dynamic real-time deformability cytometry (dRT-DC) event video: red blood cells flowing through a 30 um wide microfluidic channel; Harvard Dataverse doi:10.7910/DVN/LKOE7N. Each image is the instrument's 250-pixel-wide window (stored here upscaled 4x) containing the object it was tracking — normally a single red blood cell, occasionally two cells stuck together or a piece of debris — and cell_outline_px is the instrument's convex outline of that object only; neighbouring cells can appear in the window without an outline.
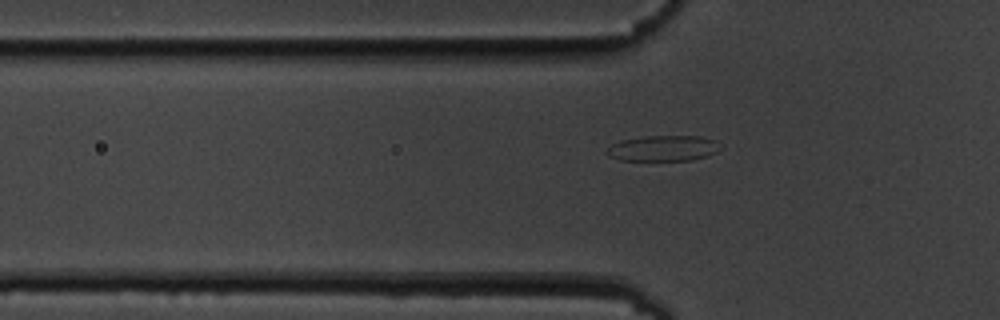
{"species": "common noctule bat (a hibernating species)", "species_latin": "Nyctalus noctula", "temperature_condition": "cold", "stored_images_in_passage": 10, "camera_frame_rate_fps": 3000, "um_per_image_px": 0.085, "animal": {"sex": "male", "body_mass_g": 19.5, "forearm_length_mm": 54.6}, "frame": {"image": 1, "passage_image": 7, "time_ms": 7.667, "image_size_px": [1000, 320], "cell_outline_px": [[724, 148], [708, 156], [692, 160], [620, 160], [604, 152], [612, 144], [620, 140], [644, 136], [700, 136], [716, 140]], "centroid_in_image_um": [56.43, 12.59], "position_along_channel_um": 69.4, "area_um2": 17.11}}
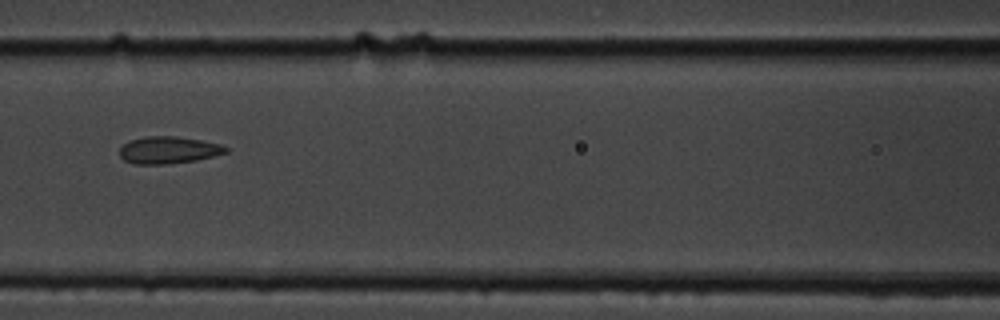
{"frame": {"image": 2, "passage_image": 9, "time_ms": 10.0, "image_size_px": [1000, 320], "cell_outline_px": [[228, 152], [196, 160], [168, 164], [132, 164], [124, 160], [120, 156], [120, 148], [128, 140], [148, 136], [176, 136], [200, 140], [220, 144], [228, 148]], "centroid_in_image_um": [14.29, 12.75], "position_along_channel_um": 152.3, "area_um2": 16.76}}
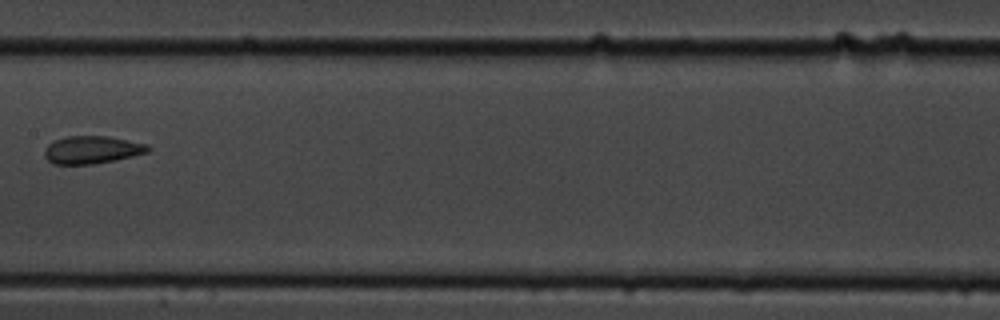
{"frame": {"image": 3, "passage_image": 10, "time_ms": 11.333, "image_size_px": [1000, 320], "cell_outline_px": [[152, 148], [148, 152], [116, 160], [92, 164], [52, 164], [44, 156], [44, 148], [52, 140], [68, 136], [108, 136], [148, 144]], "centroid_in_image_um": [7.8, 12.73], "position_along_channel_um": 199.6, "area_um2": 16.88}}